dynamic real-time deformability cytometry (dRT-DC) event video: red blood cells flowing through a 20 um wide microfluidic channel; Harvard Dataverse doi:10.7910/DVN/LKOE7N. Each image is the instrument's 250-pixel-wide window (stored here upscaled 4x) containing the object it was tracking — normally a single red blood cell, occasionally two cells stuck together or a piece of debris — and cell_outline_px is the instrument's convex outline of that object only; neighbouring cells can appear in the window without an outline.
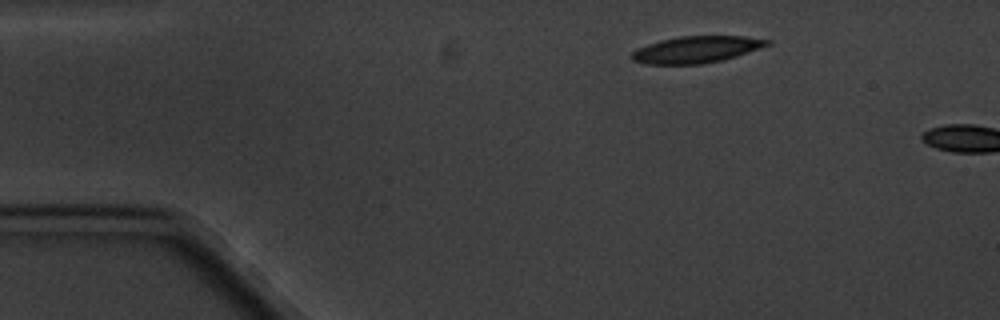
{"species": "common noctule bat (a hibernating species)", "species_latin": "Nyctalus noctula", "temperature_condition": "cold", "stored_images_in_passage": 2, "camera_frame_rate_fps": 3000, "um_per_image_px": 0.085, "animal": {"sex": "male", "body_mass_g": 20.1, "forearm_length_mm": 53.5}, "frame": {"image": 1, "passage_image": 1, "time_ms": 0.0, "image_size_px": [1000, 320], "cell_outline_px": [[772, 44], [748, 52], [720, 60], [700, 64], [644, 64], [632, 60], [628, 56], [636, 48], [660, 40], [680, 36], [744, 36], [772, 40]], "centroid_in_image_um": [59.15, 4.2], "position_along_channel_um": 25.8, "area_um2": 21.1}}